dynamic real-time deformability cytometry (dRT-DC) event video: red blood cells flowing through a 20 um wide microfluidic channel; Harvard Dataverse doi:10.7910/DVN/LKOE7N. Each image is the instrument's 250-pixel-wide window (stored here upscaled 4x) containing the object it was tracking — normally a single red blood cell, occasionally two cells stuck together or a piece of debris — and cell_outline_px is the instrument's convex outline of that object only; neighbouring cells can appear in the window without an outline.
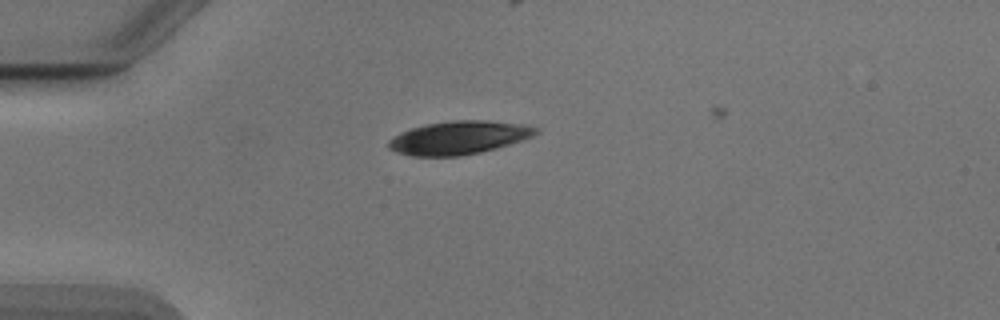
{"species": "Egyptian fruit bat (a non-hibernating species)", "species_latin": "Rousettus aegyptiacus", "temperature_condition": "cold", "stored_images_in_passage": 28, "camera_frame_rate_fps": 3000, "um_per_image_px": 0.085, "animal": {"sex": "male"}, "frame": {"image": 1, "passage_image": 1, "time_ms": 0.0, "image_size_px": [1000, 320], "cell_outline_px": [[540, 132], [524, 140], [496, 148], [480, 152], [460, 156], [412, 156], [396, 152], [388, 148], [388, 140], [400, 132], [412, 128], [428, 124], [452, 120], [488, 120], [528, 124], [540, 128]], "centroid_in_image_um": [39.05, 11.69], "position_along_channel_um": 45.9, "area_um2": 28.84}}
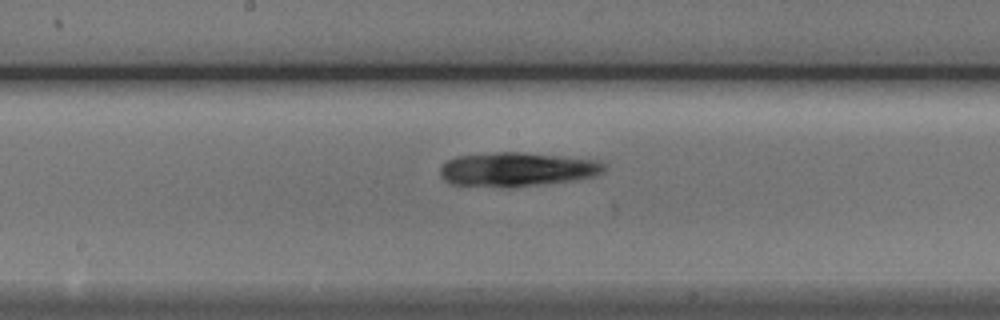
{"frame": {"image": 2, "passage_image": 15, "time_ms": 4.667, "image_size_px": [1000, 320], "cell_outline_px": [[608, 168], [604, 172], [596, 176], [580, 180], [512, 188], [500, 188], [452, 184], [444, 180], [440, 176], [440, 168], [448, 160], [456, 156], [496, 152], [524, 152], [600, 160]], "centroid_in_image_um": [44.01, 14.41], "position_along_channel_um": 204.2, "area_um2": 33.41}}
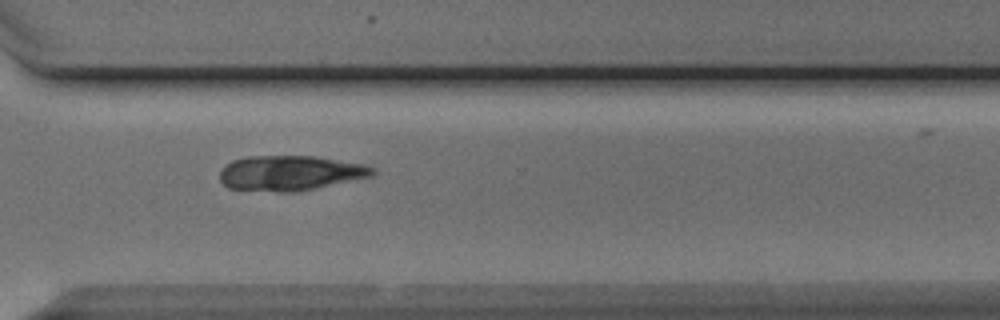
{"frame": {"image": 3, "passage_image": 26, "time_ms": 8.333, "image_size_px": [1000, 320], "cell_outline_px": [[376, 172], [372, 176], [316, 188], [296, 192], [280, 192], [228, 188], [220, 180], [220, 172], [224, 164], [232, 160], [248, 156], [312, 156], [360, 164], [376, 168]], "centroid_in_image_um": [24.62, 14.71], "position_along_channel_um": 346.0, "area_um2": 31.04}}